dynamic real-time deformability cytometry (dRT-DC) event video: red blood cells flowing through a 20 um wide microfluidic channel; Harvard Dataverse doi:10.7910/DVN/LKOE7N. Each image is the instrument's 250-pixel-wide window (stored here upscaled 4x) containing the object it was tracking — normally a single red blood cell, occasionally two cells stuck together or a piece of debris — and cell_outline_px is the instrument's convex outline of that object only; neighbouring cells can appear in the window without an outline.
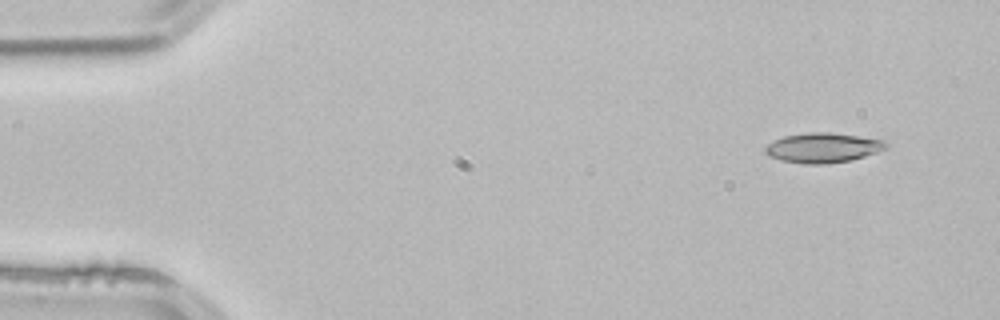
{"species": "common noctule bat (a hibernating species)", "species_latin": "Nyctalus noctula", "temperature_condition": "room temperature", "stored_images_in_passage": 3, "segment_of_instrument_passage": [1, 2], "camera_frame_rate_fps": 3000, "um_per_image_px": 0.085, "animal": {"sex": "male", "body_mass_g": 21.5, "forearm_length_mm": 52.0}, "frame": {"image": 1, "passage_image": 1, "time_ms": 0.0, "image_size_px": [1000, 320], "cell_outline_px": [[888, 148], [852, 160], [824, 164], [808, 164], [780, 160], [768, 156], [764, 152], [764, 148], [768, 144], [784, 136], [808, 132], [828, 132], [884, 140], [888, 144]], "centroid_in_image_um": [69.93, 12.56], "position_along_channel_um": 15.1, "area_um2": 20.87}}